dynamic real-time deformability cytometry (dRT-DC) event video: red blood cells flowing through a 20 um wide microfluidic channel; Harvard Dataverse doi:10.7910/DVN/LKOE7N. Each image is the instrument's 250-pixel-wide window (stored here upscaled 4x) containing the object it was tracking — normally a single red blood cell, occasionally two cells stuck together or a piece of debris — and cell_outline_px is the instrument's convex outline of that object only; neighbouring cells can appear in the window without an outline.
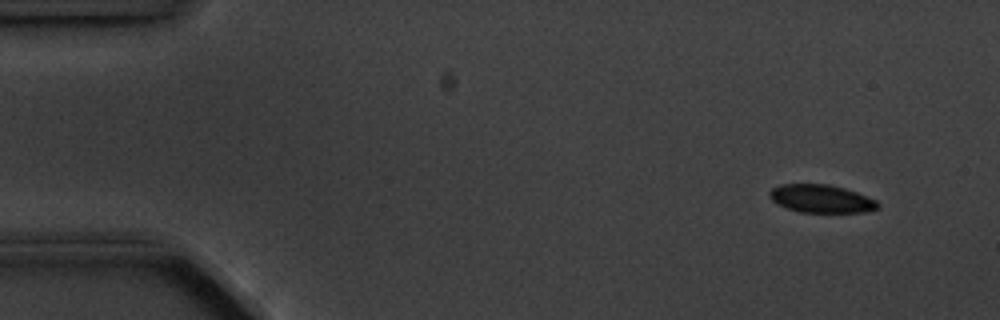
{"species": "common noctule bat (a hibernating species)", "species_latin": "Nyctalus noctula", "temperature_condition": "cold", "stored_images_in_passage": 3, "segment_of_instrument_passage": [2, 2], "camera_frame_rate_fps": 3000, "um_per_image_px": 0.085, "animal": {"sex": "male", "body_mass_g": 20.1, "forearm_length_mm": 53.5}, "frame": {"image": 1, "passage_image": 3, "time_ms": 3.333, "image_size_px": [1000, 320], "cell_outline_px": [[880, 208], [864, 212], [800, 212], [776, 204], [768, 196], [768, 192], [772, 188], [780, 184], [828, 184], [844, 188], [856, 192], [876, 200], [880, 204]], "centroid_in_image_um": [69.79, 16.89], "position_along_channel_um": 15.2, "area_um2": 17.74}}